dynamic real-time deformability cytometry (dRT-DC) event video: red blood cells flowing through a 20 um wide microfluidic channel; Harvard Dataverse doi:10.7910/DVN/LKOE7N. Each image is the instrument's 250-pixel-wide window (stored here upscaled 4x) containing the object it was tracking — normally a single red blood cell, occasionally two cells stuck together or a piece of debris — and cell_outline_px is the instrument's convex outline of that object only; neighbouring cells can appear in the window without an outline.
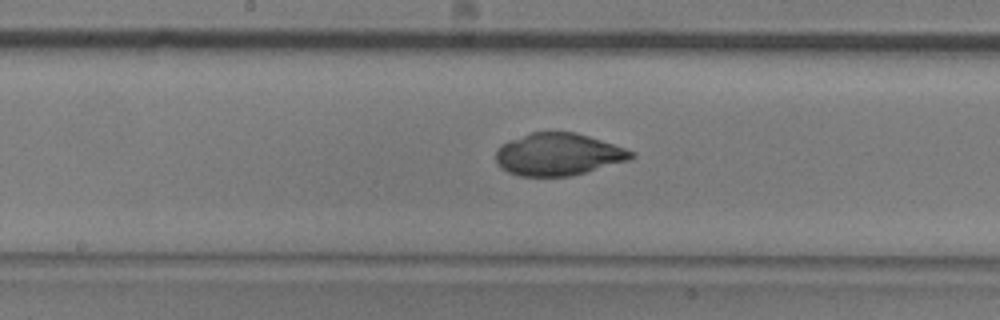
{"species": "common noctule bat (a hibernating species)", "species_latin": "Nyctalus noctula", "temperature_condition": "room temperature", "stored_images_in_passage": 52, "camera_frame_rate_fps": 3000, "um_per_image_px": 0.085, "animal": {"sex": "male", "body_mass_g": 20.5, "forearm_length_mm": 52.5}, "frame": {"image": 1, "passage_image": 26, "time_ms": 8.333, "image_size_px": [1000, 320], "cell_outline_px": [[636, 156], [632, 160], [572, 176], [520, 176], [508, 172], [496, 164], [496, 152], [500, 144], [508, 140], [532, 132], [576, 132], [636, 152]], "centroid_in_image_um": [47.46, 13.13], "position_along_channel_um": 200.7, "area_um2": 33.58}}
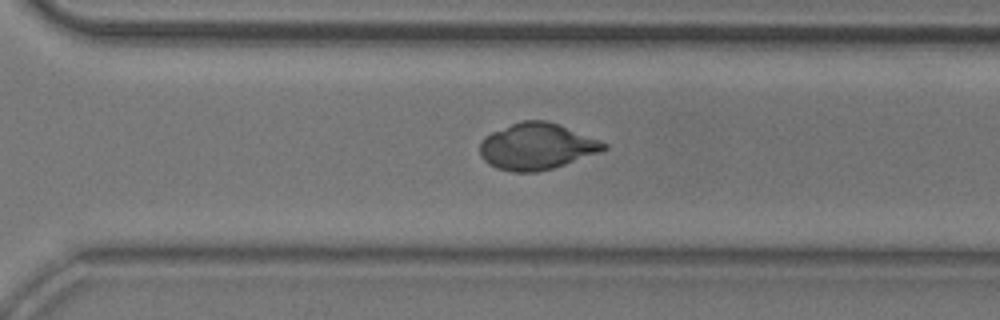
{"frame": {"image": 2, "passage_image": 36, "time_ms": 11.667, "image_size_px": [1000, 320], "cell_outline_px": [[608, 148], [600, 152], [552, 168], [536, 172], [512, 172], [496, 168], [488, 164], [480, 156], [480, 140], [484, 136], [492, 132], [520, 120], [544, 120], [560, 124], [600, 140], [608, 144]], "centroid_in_image_um": [45.6, 12.44], "position_along_channel_um": 325.0, "area_um2": 33.64}}
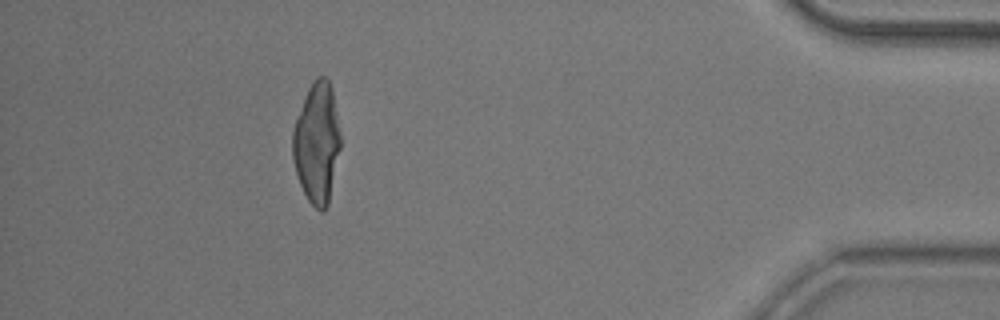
{"frame": {"image": 3, "passage_image": 47, "time_ms": 15.333, "image_size_px": [1000, 320], "cell_outline_px": [[340, 148], [328, 204], [324, 212], [320, 212], [308, 200], [300, 184], [292, 160], [292, 132], [296, 120], [308, 88], [312, 80], [316, 76], [324, 76], [328, 80], [332, 88], [340, 136]], "centroid_in_image_um": [26.92, 12.15], "position_along_channel_um": 408.3, "area_um2": 33.41}}